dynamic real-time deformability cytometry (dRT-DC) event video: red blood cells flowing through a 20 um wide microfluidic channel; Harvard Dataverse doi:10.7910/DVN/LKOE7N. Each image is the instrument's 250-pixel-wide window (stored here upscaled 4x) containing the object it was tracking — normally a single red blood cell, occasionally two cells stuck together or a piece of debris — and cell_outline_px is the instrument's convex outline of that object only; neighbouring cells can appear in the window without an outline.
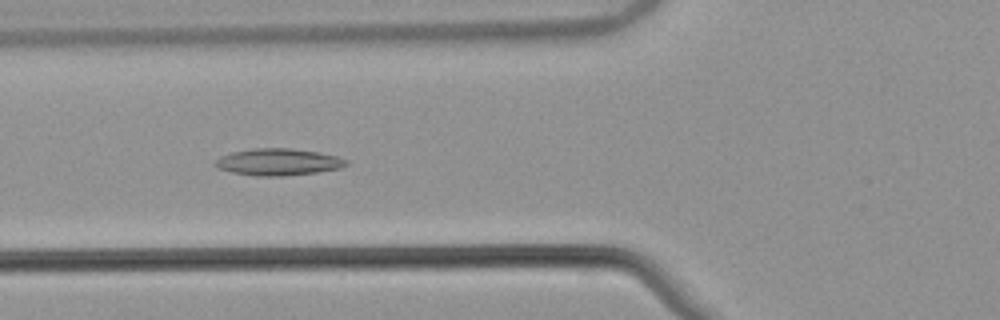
{"species": "common noctule bat (a hibernating species)", "species_latin": "Nyctalus noctula", "temperature_condition": "warm", "stored_images_in_passage": 55, "camera_frame_rate_fps": 3000, "um_per_image_px": 0.085, "animal": {"sex": "male", "body_mass_g": 21.5, "forearm_length_mm": 52.0}, "frame": {"image": 1, "passage_image": 21, "time_ms": 6.667, "image_size_px": [1000, 320], "cell_outline_px": [[348, 164], [340, 168], [316, 172], [284, 176], [256, 176], [232, 172], [216, 168], [212, 164], [220, 156], [232, 152], [252, 148], [292, 148], [316, 152], [336, 156], [348, 160]], "centroid_in_image_um": [23.6, 13.77], "position_along_channel_um": 102.2, "area_um2": 20.52}}
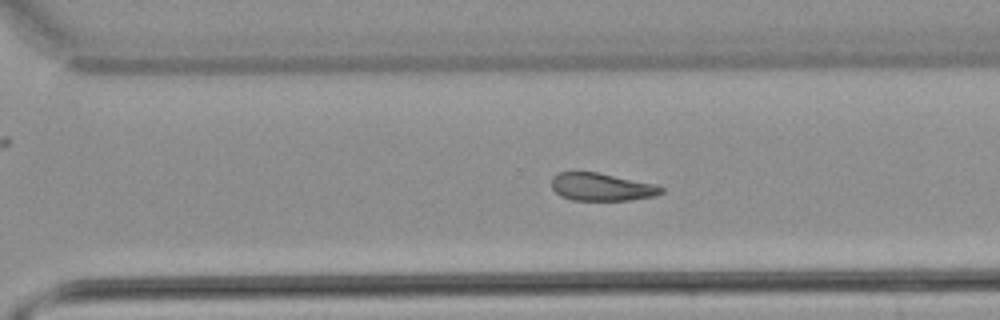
{"frame": {"image": 2, "passage_image": 38, "time_ms": 12.333, "image_size_px": [1000, 320], "cell_outline_px": [[664, 192], [656, 196], [628, 200], [572, 200], [560, 196], [552, 188], [552, 176], [560, 172], [596, 172], [656, 184], [664, 188]], "centroid_in_image_um": [51.15, 15.89], "position_along_channel_um": 319.5, "area_um2": 17.74}}
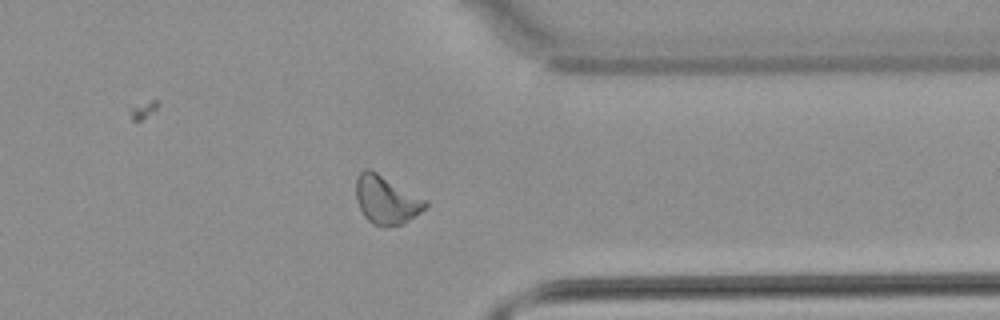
{"frame": {"image": 3, "passage_image": 43, "time_ms": 14.0, "image_size_px": [1000, 320], "cell_outline_px": [[428, 204], [420, 212], [408, 220], [400, 224], [372, 224], [364, 216], [356, 200], [356, 176], [364, 168], [368, 168], [376, 172], [428, 200]], "centroid_in_image_um": [32.81, 16.94], "position_along_channel_um": 378.6, "area_um2": 19.13}}